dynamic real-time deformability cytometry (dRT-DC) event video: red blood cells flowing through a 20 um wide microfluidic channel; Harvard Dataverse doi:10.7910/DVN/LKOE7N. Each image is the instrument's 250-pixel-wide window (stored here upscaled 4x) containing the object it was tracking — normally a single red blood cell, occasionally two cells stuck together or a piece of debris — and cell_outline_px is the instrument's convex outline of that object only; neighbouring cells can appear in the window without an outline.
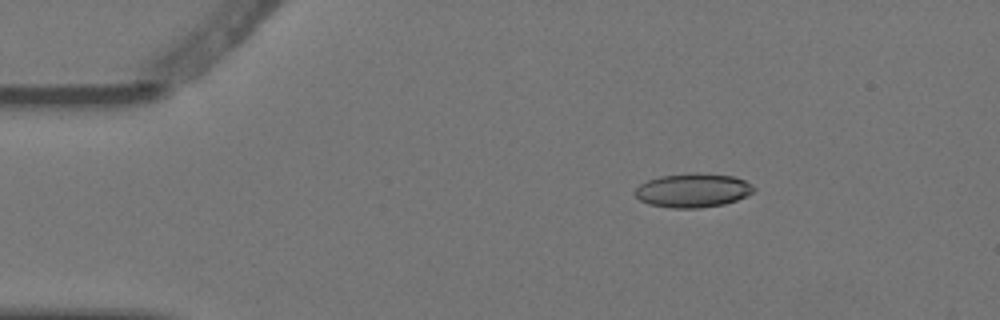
{"species": "Egyptian fruit bat (a non-hibernating species)", "species_latin": "Rousettus aegyptiacus", "temperature_condition": "warm", "stored_images_in_passage": 3, "camera_frame_rate_fps": 3000, "um_per_image_px": 0.085, "animal": {"sex": "female"}, "frame": {"image": 1, "passage_image": 2, "time_ms": 0.333, "image_size_px": [1000, 320], "cell_outline_px": [[756, 192], [736, 200], [724, 204], [700, 208], [672, 208], [648, 204], [640, 200], [632, 192], [640, 184], [648, 180], [660, 176], [692, 172], [696, 172], [732, 176], [744, 180], [752, 184], [756, 188]], "centroid_in_image_um": [58.9, 16.18], "position_along_channel_um": 26.1, "area_um2": 23.76}}